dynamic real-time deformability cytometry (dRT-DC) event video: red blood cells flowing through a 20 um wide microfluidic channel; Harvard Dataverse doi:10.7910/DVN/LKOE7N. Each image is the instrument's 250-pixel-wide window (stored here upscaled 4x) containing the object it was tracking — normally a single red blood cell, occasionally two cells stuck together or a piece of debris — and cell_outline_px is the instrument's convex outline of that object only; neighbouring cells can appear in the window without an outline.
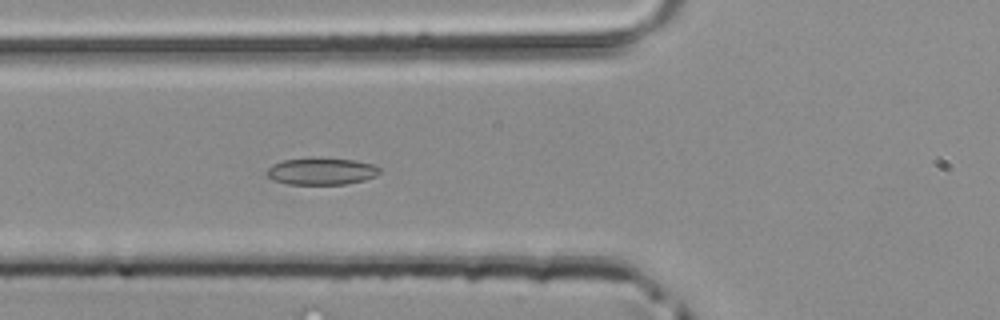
{"species": "common noctule bat (a hibernating species)", "species_latin": "Nyctalus noctula", "temperature_condition": "room temperature", "stored_images_in_passage": 23, "camera_frame_rate_fps": 3000, "um_per_image_px": 0.085, "animal": {"sex": "male", "body_mass_g": 20.4}, "frame": {"image": 1, "passage_image": 6, "time_ms": 1.667, "image_size_px": [1000, 320], "cell_outline_px": [[380, 172], [376, 176], [364, 180], [344, 184], [288, 184], [272, 180], [264, 172], [272, 164], [284, 160], [356, 160], [372, 164], [380, 168]], "centroid_in_image_um": [27.31, 14.6], "position_along_channel_um": 98.5, "area_um2": 17.11}}
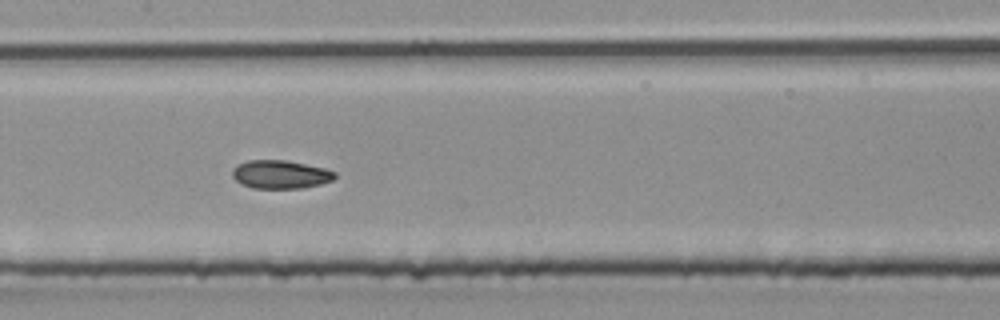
{"frame": {"image": 2, "passage_image": 12, "time_ms": 3.667, "image_size_px": [1000, 320], "cell_outline_px": [[336, 176], [332, 180], [320, 184], [304, 188], [252, 188], [236, 180], [232, 176], [232, 172], [240, 164], [248, 160], [284, 160], [324, 168], [336, 172]], "centroid_in_image_um": [23.87, 14.83], "position_along_channel_um": 183.5, "area_um2": 16.65}}
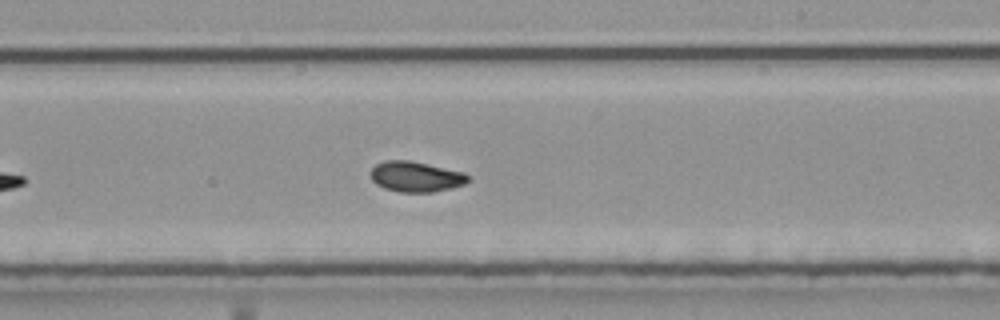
{"frame": {"image": 3, "passage_image": 17, "time_ms": 5.333, "image_size_px": [1000, 320], "cell_outline_px": [[472, 180], [464, 184], [452, 188], [432, 192], [400, 192], [384, 188], [376, 184], [372, 180], [372, 168], [376, 164], [384, 160], [408, 160], [464, 172]], "centroid_in_image_um": [35.36, 15.02], "position_along_channel_um": 253.6, "area_um2": 17.22}}